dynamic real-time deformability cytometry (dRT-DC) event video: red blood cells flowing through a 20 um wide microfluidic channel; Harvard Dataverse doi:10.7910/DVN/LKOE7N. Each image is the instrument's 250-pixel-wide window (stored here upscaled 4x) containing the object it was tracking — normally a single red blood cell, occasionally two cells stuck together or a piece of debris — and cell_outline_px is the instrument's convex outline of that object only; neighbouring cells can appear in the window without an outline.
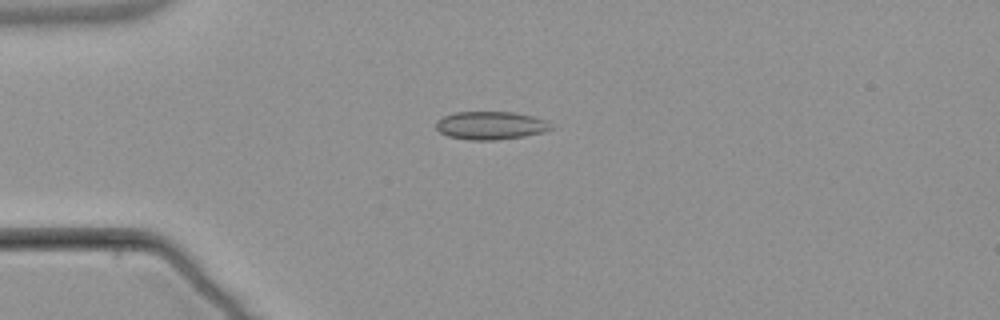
{"species": "common noctule bat (a hibernating species)", "species_latin": "Nyctalus noctula", "temperature_condition": "warm", "stored_images_in_passage": 7, "camera_frame_rate_fps": 3000, "um_per_image_px": 0.085, "animal": {"sex": "male", "body_mass_g": 21.5, "forearm_length_mm": 52.0}, "frame": {"image": 1, "passage_image": 3, "time_ms": 2.667, "image_size_px": [1000, 320], "cell_outline_px": [[552, 128], [544, 132], [524, 136], [496, 140], [468, 140], [448, 136], [440, 132], [436, 128], [436, 120], [444, 116], [456, 112], [512, 112], [532, 116], [548, 120]], "centroid_in_image_um": [41.7, 10.67], "position_along_channel_um": 43.3, "area_um2": 18.84}}
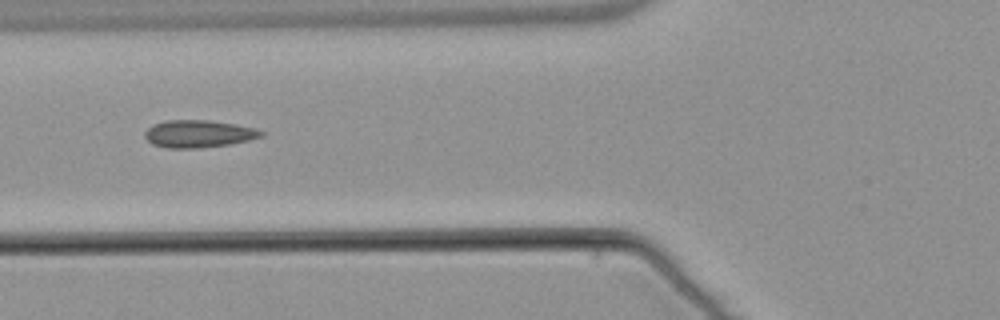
{"frame": {"image": 2, "passage_image": 5, "time_ms": 5.0, "image_size_px": [1000, 320], "cell_outline_px": [[264, 136], [248, 140], [228, 144], [200, 148], [164, 148], [152, 144], [144, 136], [144, 132], [148, 128], [164, 120], [208, 120], [236, 124], [256, 128], [264, 132]], "centroid_in_image_um": [16.88, 11.37], "position_along_channel_um": 108.9, "area_um2": 18.61}}